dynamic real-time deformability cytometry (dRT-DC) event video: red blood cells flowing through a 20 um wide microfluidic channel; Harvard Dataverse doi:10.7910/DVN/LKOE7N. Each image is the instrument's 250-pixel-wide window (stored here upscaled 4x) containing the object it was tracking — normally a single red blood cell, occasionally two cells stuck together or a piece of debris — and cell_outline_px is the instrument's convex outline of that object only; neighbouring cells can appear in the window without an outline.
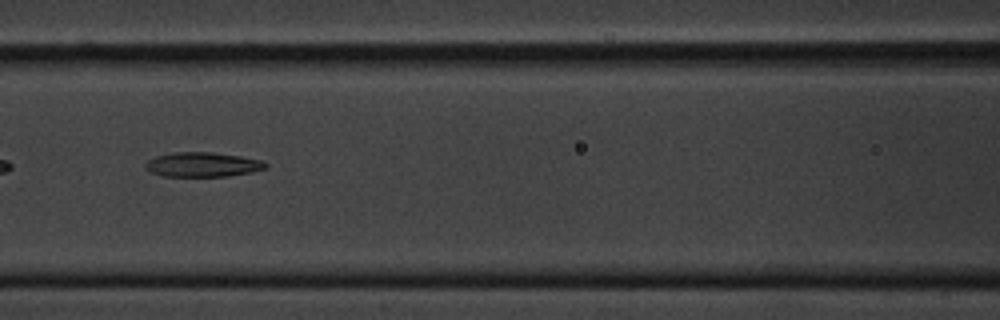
{"species": "common noctule bat (a hibernating species)", "species_latin": "Nyctalus noctula", "temperature_condition": "cold", "stored_images_in_passage": 9, "camera_frame_rate_fps": 3000, "um_per_image_px": 0.085, "animal": {"sex": "male", "body_mass_g": 20.1, "forearm_length_mm": 53.5}, "frame": {"image": 1, "passage_image": 7, "time_ms": 7.0, "image_size_px": [1000, 320], "cell_outline_px": [[268, 168], [252, 172], [224, 176], [164, 176], [152, 172], [144, 168], [144, 164], [148, 160], [156, 156], [172, 152], [212, 152], [240, 156], [260, 160], [268, 164]], "centroid_in_image_um": [17.21, 13.98], "position_along_channel_um": 149.4, "area_um2": 17.17}}
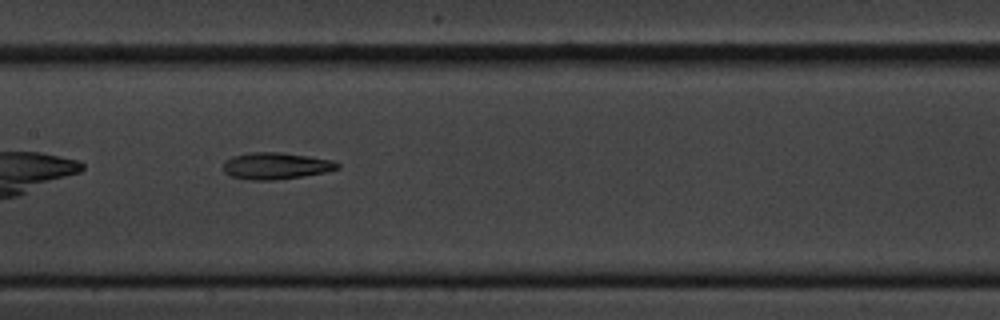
{"frame": {"image": 2, "passage_image": 8, "time_ms": 8.0, "image_size_px": [1000, 320], "cell_outline_px": [[340, 168], [324, 172], [304, 176], [276, 180], [252, 180], [232, 176], [224, 172], [224, 160], [232, 156], [248, 152], [280, 152], [308, 156], [332, 160], [340, 164]], "centroid_in_image_um": [23.44, 14.09], "position_along_channel_um": 184.0, "area_um2": 17.8}}